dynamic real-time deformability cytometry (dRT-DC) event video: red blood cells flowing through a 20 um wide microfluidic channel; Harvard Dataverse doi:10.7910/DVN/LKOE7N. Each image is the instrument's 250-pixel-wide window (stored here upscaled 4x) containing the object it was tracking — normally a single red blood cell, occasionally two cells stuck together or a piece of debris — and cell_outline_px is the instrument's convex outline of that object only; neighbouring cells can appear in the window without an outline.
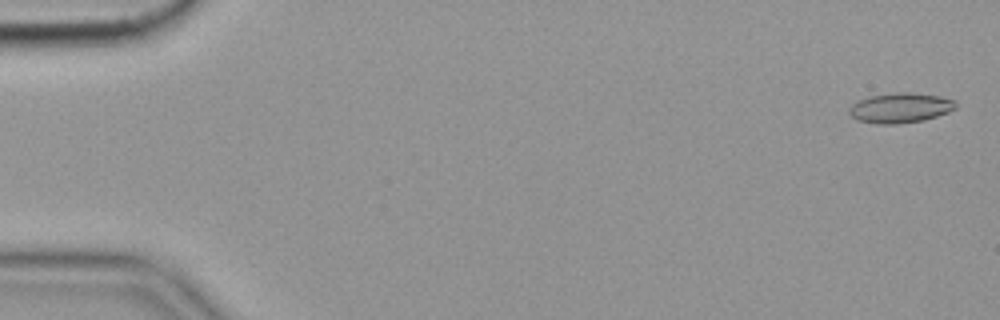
{"species": "common noctule bat (a hibernating species)", "species_latin": "Nyctalus noctula", "temperature_condition": "cold", "stored_images_in_passage": 54, "camera_frame_rate_fps": 3000, "um_per_image_px": 0.085, "animal": {"sex": "female", "body_mass_g": 19.9}, "frame": {"image": 1, "passage_image": 2, "time_ms": 0.333, "image_size_px": [1000, 320], "cell_outline_px": [[956, 108], [948, 112], [924, 120], [896, 124], [876, 124], [856, 120], [848, 112], [848, 108], [856, 100], [868, 96], [896, 92], [912, 92], [940, 96], [956, 100]], "centroid_in_image_um": [76.5, 9.16], "position_along_channel_um": 8.5, "area_um2": 18.9}}
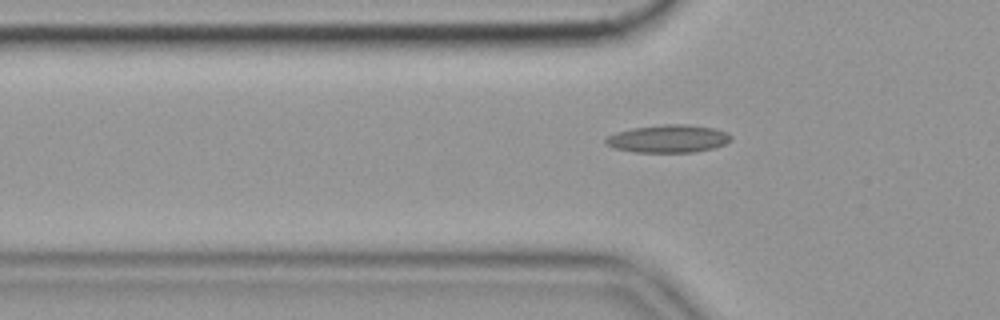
{"frame": {"image": 2, "passage_image": 19, "time_ms": 6.0, "image_size_px": [1000, 320], "cell_outline_px": [[732, 140], [724, 144], [712, 148], [692, 152], [636, 152], [616, 148], [604, 144], [604, 140], [608, 136], [616, 132], [632, 128], [664, 124], [688, 124], [712, 128], [728, 132], [732, 136]], "centroid_in_image_um": [56.8, 11.78], "position_along_channel_um": 69.0, "area_um2": 20.23}}
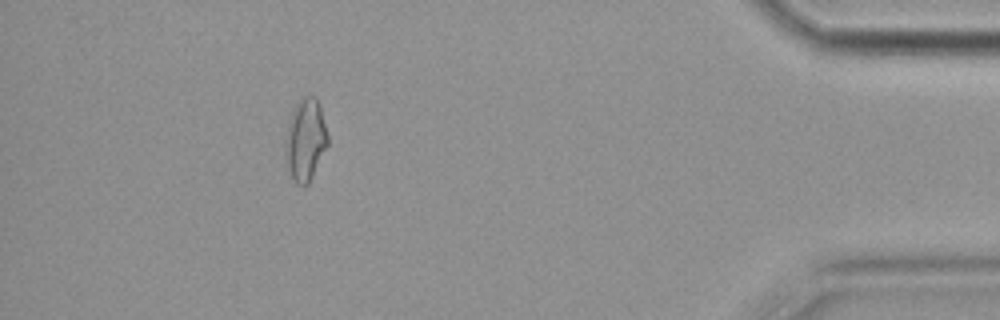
{"frame": {"image": 3, "passage_image": 52, "time_ms": 17.0, "image_size_px": [1000, 320], "cell_outline_px": [[328, 144], [308, 184], [296, 184], [292, 176], [284, 152], [288, 120], [300, 96], [316, 96], [320, 104], [328, 136]], "centroid_in_image_um": [25.96, 11.81], "position_along_channel_um": 409.2, "area_um2": 20.11}}